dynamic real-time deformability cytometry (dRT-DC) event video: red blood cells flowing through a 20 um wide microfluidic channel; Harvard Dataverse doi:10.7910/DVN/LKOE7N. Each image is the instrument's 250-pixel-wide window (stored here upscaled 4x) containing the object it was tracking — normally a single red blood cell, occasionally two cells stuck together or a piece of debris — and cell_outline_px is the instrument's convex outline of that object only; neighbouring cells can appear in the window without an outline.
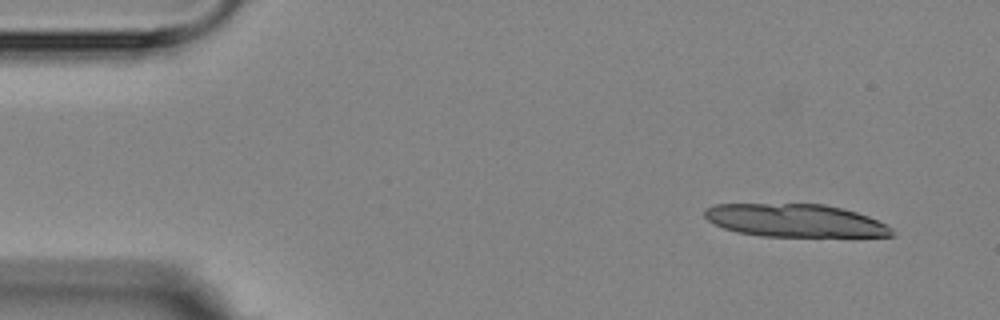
{"species": "Egyptian fruit bat (a non-hibernating species)", "species_latin": "Rousettus aegyptiacus", "temperature_condition": "room temperature", "stored_images_in_passage": 4, "camera_frame_rate_fps": 3000, "um_per_image_px": 0.085, "animal": {"sex": "female"}, "frame": {"image": 1, "passage_image": 4, "time_ms": 4.333, "image_size_px": [1000, 320], "cell_outline_px": [[896, 236], [760, 236], [736, 232], [724, 228], [708, 220], [704, 216], [704, 208], [712, 204], [824, 204], [856, 212], [868, 216], [892, 228]], "centroid_in_image_um": [67.54, 18.74], "position_along_channel_um": 17.5, "area_um2": 35.78}}